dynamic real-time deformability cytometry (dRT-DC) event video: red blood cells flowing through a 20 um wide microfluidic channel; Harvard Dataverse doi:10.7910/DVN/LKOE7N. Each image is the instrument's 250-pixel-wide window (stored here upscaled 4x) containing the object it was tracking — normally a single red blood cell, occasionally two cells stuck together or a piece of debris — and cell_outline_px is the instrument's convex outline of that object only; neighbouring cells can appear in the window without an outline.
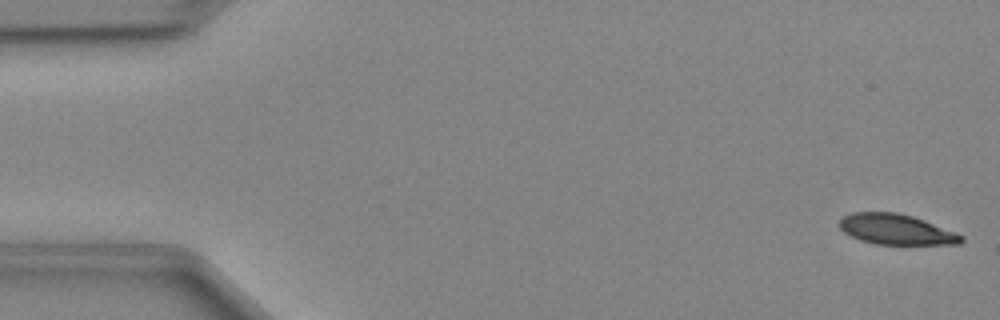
{"species": "Egyptian fruit bat (a non-hibernating species)", "species_latin": "Rousettus aegyptiacus", "temperature_condition": "cold", "stored_images_in_passage": 48, "camera_frame_rate_fps": 3000, "um_per_image_px": 0.085, "animal": {"sex": "female"}, "frame": {"image": 1, "passage_image": 1, "time_ms": 0.0, "image_size_px": [1000, 320], "cell_outline_px": [[964, 240], [960, 244], [876, 244], [860, 240], [844, 232], [836, 224], [844, 216], [852, 212], [896, 212], [912, 216], [924, 220], [956, 232], [964, 236]], "centroid_in_image_um": [76.17, 19.49], "position_along_channel_um": 8.8, "area_um2": 21.62}}
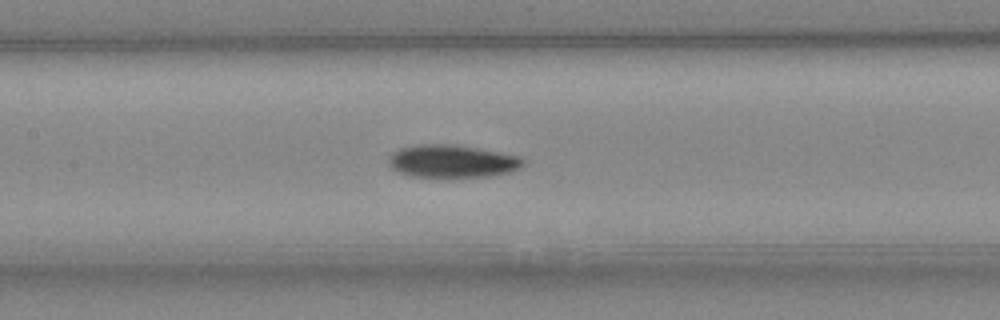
{"frame": {"image": 2, "passage_image": 22, "time_ms": 7.0, "image_size_px": [1000, 320], "cell_outline_px": [[524, 164], [520, 168], [512, 172], [488, 176], [452, 180], [448, 180], [412, 176], [400, 172], [392, 168], [388, 164], [388, 160], [392, 152], [400, 148], [420, 144], [448, 144], [476, 148], [520, 156], [524, 160]], "centroid_in_image_um": [38.43, 13.76], "position_along_channel_um": 169.0, "area_um2": 26.47}}
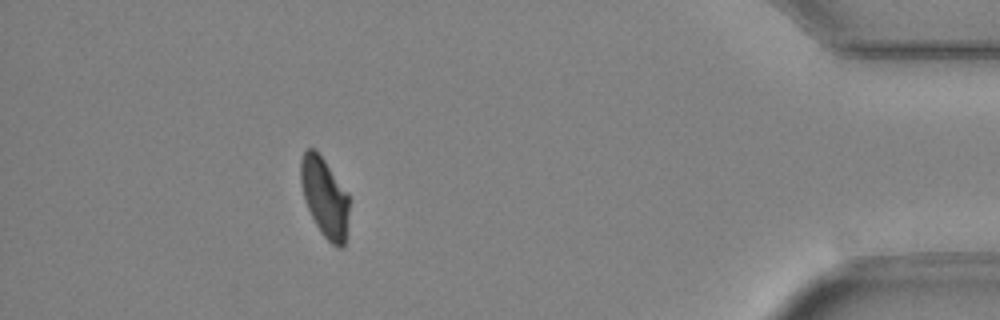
{"frame": {"image": 3, "passage_image": 43, "time_ms": 14.0, "image_size_px": [1000, 320], "cell_outline_px": [[348, 212], [344, 248], [336, 248], [320, 232], [304, 200], [300, 180], [300, 160], [304, 152], [308, 148], [316, 148], [348, 192]], "centroid_in_image_um": [27.58, 16.74], "position_along_channel_um": 407.6, "area_um2": 22.48}}